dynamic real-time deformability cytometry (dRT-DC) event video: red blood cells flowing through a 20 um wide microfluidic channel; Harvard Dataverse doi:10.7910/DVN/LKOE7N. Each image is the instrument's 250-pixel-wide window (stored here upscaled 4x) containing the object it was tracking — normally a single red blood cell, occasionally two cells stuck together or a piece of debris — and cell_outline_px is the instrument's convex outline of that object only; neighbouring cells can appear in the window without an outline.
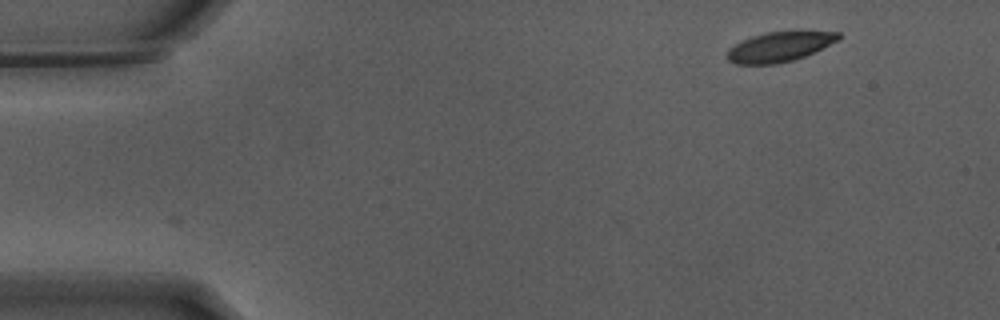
{"species": "Egyptian fruit bat (a non-hibernating species)", "species_latin": "Rousettus aegyptiacus", "temperature_condition": "warm", "stored_images_in_passage": 50, "camera_frame_rate_fps": 3000, "um_per_image_px": 0.085, "animal": {"sex": "male"}, "frame": {"image": 1, "passage_image": 1, "time_ms": 0.0, "image_size_px": [1000, 320], "cell_outline_px": [[840, 40], [804, 56], [792, 60], [776, 64], [736, 64], [728, 60], [728, 48], [752, 36], [764, 32], [840, 32]], "centroid_in_image_um": [66.25, 3.98], "position_along_channel_um": 18.8, "area_um2": 18.96}}
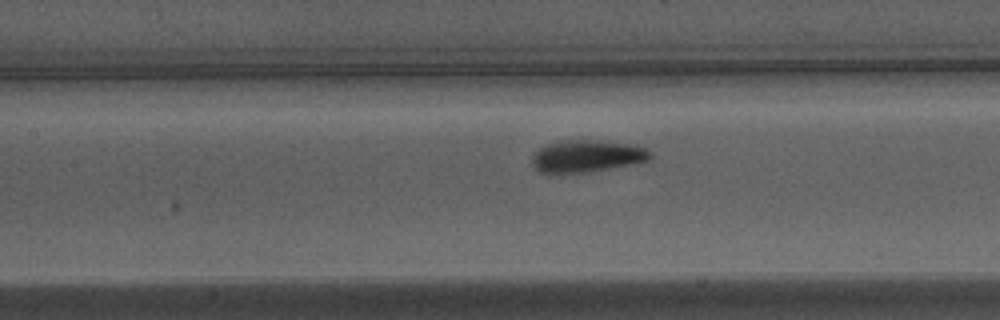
{"frame": {"image": 2, "passage_image": 20, "time_ms": 6.333, "image_size_px": [1000, 320], "cell_outline_px": [[652, 156], [648, 160], [608, 168], [584, 172], [540, 172], [532, 164], [532, 156], [544, 144], [560, 140], [600, 140], [636, 144], [652, 152]], "centroid_in_image_um": [49.88, 13.23], "position_along_channel_um": 157.5, "area_um2": 21.91}}
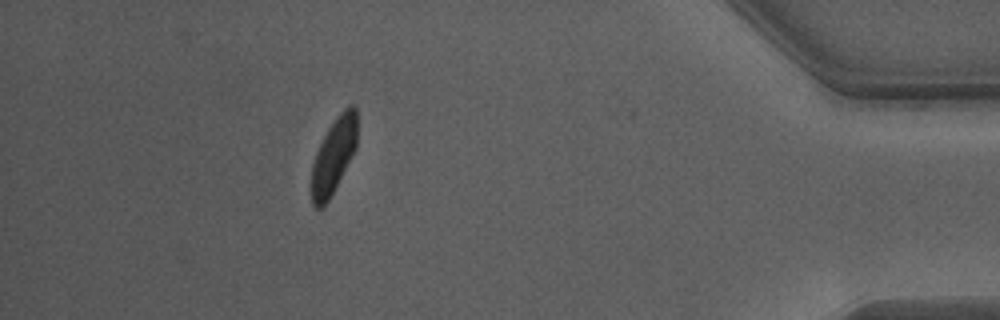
{"frame": {"image": 3, "passage_image": 44, "time_ms": 14.333, "image_size_px": [1000, 320], "cell_outline_px": [[356, 148], [328, 200], [320, 208], [316, 208], [312, 204], [312, 164], [316, 152], [328, 128], [336, 116], [348, 104], [356, 104]], "centroid_in_image_um": [28.36, 13.17], "position_along_channel_um": 406.8, "area_um2": 19.65}, "authors_computed_cell_mechanics": {"area_um2": 21.386, "velocity_mm_per_s": 3.7953, "shape_relaxation_time_tau1_ms": 2.4129, "shape_relaxation_time_tau2_ms": 1.0464, "deformation_change_tau1": 0.1264, "deformation_change_tau2": 0.0515}}